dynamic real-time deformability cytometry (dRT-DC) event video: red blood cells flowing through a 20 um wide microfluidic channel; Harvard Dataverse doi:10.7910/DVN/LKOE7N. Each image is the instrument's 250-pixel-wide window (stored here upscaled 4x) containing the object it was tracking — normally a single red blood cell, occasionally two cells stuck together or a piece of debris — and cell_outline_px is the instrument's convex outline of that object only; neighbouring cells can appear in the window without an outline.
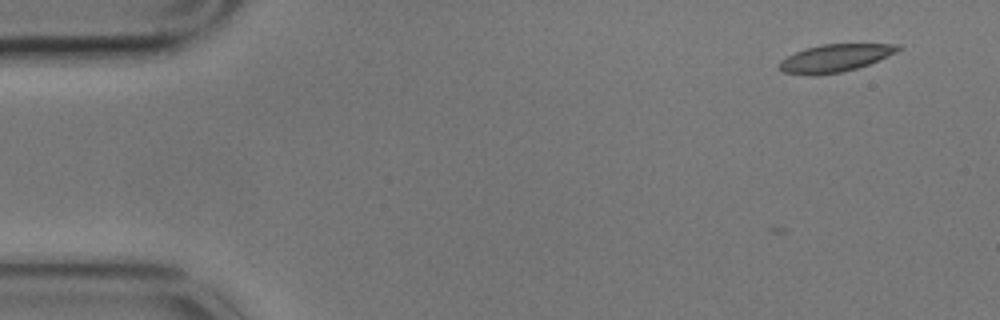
{"species": "common noctule bat (a hibernating species)", "species_latin": "Nyctalus noctula", "temperature_condition": "cold", "stored_images_in_passage": 4, "camera_frame_rate_fps": 3000, "um_per_image_px": 0.085, "animal": {"sex": "male", "body_mass_g": 17.9}, "frame": {"image": 1, "passage_image": 4, "time_ms": 1.0, "image_size_px": [1000, 320], "cell_outline_px": [[904, 48], [888, 56], [868, 64], [856, 68], [840, 72], [816, 76], [808, 76], [784, 72], [780, 68], [780, 60], [796, 52], [808, 48], [824, 44], [900, 44]], "centroid_in_image_um": [71.0, 4.94], "position_along_channel_um": 14.0, "area_um2": 18.96}}